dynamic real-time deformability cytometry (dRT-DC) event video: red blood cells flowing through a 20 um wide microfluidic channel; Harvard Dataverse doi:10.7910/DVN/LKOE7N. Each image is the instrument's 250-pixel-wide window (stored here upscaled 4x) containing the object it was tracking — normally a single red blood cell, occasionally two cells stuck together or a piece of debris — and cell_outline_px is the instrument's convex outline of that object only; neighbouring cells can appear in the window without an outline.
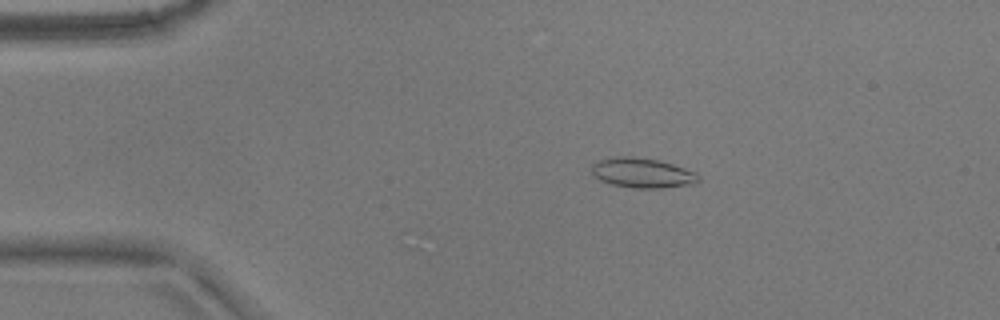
{"species": "common noctule bat (a hibernating species)", "species_latin": "Nyctalus noctula", "temperature_condition": "warm", "stored_images_in_passage": 45, "camera_frame_rate_fps": 3000, "um_per_image_px": 0.085, "animal": {"sex": "male", "body_mass_g": 17.9}, "frame": {"image": 1, "passage_image": 2, "time_ms": 0.333, "image_size_px": [1000, 320], "cell_outline_px": [[700, 180], [696, 184], [660, 188], [632, 188], [612, 184], [600, 180], [592, 176], [592, 164], [600, 160], [616, 156], [632, 156], [656, 160], [672, 164], [696, 172], [700, 176]], "centroid_in_image_um": [54.61, 14.71], "position_along_channel_um": 30.4, "area_um2": 18.67}}
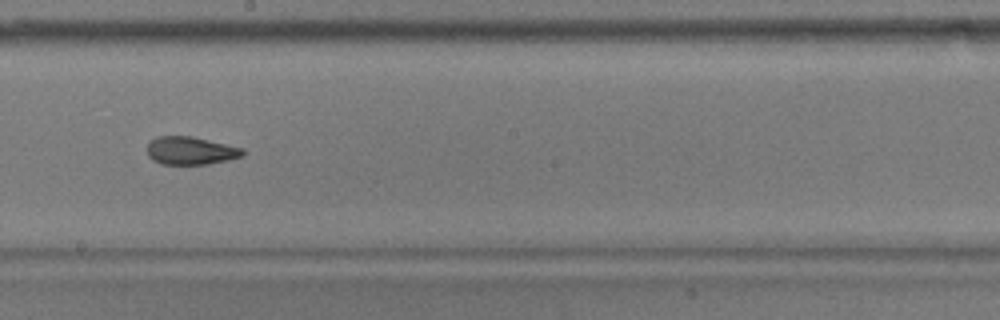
{"frame": {"image": 2, "passage_image": 22, "time_ms": 7.0, "image_size_px": [1000, 320], "cell_outline_px": [[244, 156], [228, 160], [208, 164], [160, 164], [152, 160], [148, 156], [148, 144], [156, 136], [192, 136], [244, 148]], "centroid_in_image_um": [16.22, 12.81], "position_along_channel_um": 232.0, "area_um2": 15.66}}
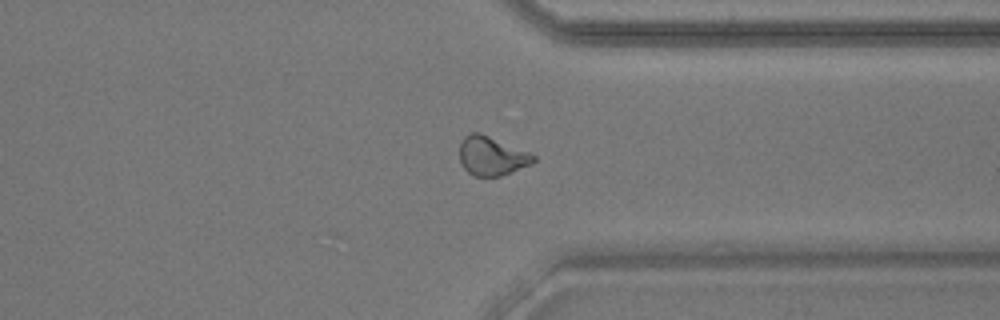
{"frame": {"image": 3, "passage_image": 33, "time_ms": 10.667, "image_size_px": [1000, 320], "cell_outline_px": [[536, 160], [532, 164], [500, 176], [476, 176], [468, 172], [464, 168], [460, 160], [460, 144], [464, 136], [472, 132], [480, 132], [528, 152], [536, 156]], "centroid_in_image_um": [41.79, 13.25], "position_along_channel_um": 369.6, "area_um2": 16.65}, "authors_computed_cell_mechanics": {"area_um2": 16.6464, "velocity_mm_per_s": 3.7816, "shape_relaxation_time_tau1_ms": 6.9328, "shape_relaxation_time_tau2_ms": 1.8786, "deformation_change_tau1": 0.1712, "deformation_change_tau2": 0.0899}}